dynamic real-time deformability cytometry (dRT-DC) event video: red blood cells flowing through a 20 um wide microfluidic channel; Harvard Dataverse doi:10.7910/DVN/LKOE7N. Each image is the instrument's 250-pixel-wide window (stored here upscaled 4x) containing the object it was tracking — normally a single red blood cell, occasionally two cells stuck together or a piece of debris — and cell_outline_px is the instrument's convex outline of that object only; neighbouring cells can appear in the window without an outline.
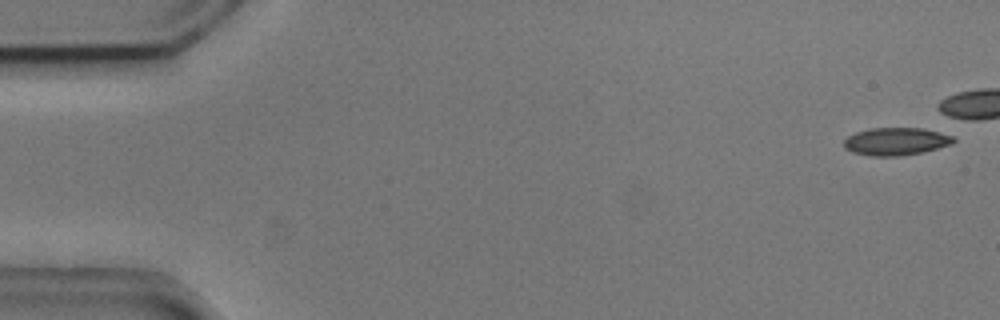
{"species": "common noctule bat (a hibernating species)", "species_latin": "Nyctalus noctula", "temperature_condition": "cold", "stored_images_in_passage": 4, "camera_frame_rate_fps": 3000, "um_per_image_px": 0.085, "animal": {"sex": "male", "body_mass_g": 20.5, "forearm_length_mm": 52.5}, "frame": {"image": 1, "passage_image": 1, "time_ms": 0.0, "image_size_px": [1000, 320], "cell_outline_px": [[956, 140], [952, 144], [920, 152], [900, 156], [872, 156], [852, 152], [844, 148], [844, 140], [848, 136], [856, 132], [872, 128], [924, 128], [940, 132], [952, 136]], "centroid_in_image_um": [76.14, 12.02], "position_along_channel_um": 8.9, "area_um2": 17.57}}